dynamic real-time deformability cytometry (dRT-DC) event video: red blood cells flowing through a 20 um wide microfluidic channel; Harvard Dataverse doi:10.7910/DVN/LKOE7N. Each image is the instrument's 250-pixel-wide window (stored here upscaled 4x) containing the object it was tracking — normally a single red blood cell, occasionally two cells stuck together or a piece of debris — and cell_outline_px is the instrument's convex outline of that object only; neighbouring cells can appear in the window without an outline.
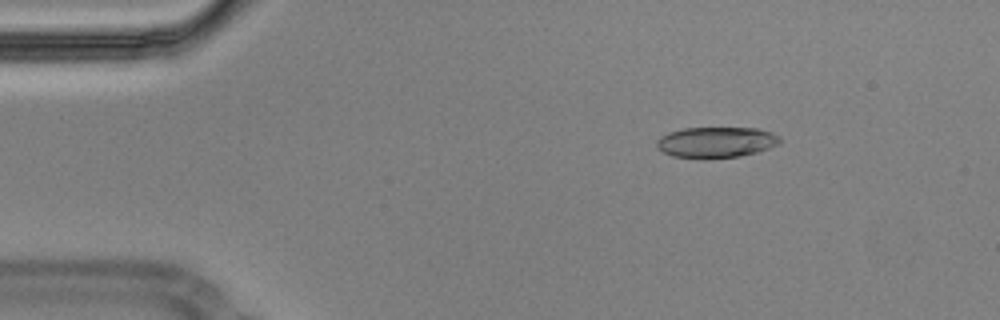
{"species": "Egyptian fruit bat (a non-hibernating species)", "species_latin": "Rousettus aegyptiacus", "temperature_condition": "cold", "stored_images_in_passage": 55, "camera_frame_rate_fps": 3000, "um_per_image_px": 0.085, "animal": {"sex": "male"}, "frame": {"image": 1, "passage_image": 8, "time_ms": 2.333, "image_size_px": [1000, 320], "cell_outline_px": [[780, 140], [776, 144], [768, 148], [756, 152], [740, 156], [708, 160], [704, 160], [672, 156], [664, 152], [656, 144], [656, 140], [660, 136], [668, 132], [684, 128], [756, 128], [772, 132], [780, 136]], "centroid_in_image_um": [60.84, 12.11], "position_along_channel_um": 24.2, "area_um2": 22.37}}
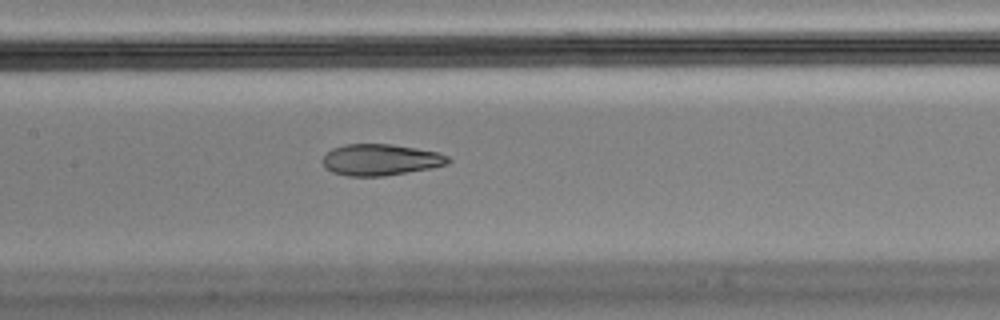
{"frame": {"image": 2, "passage_image": 26, "time_ms": 8.333, "image_size_px": [1000, 320], "cell_outline_px": [[452, 160], [448, 164], [432, 168], [384, 176], [348, 176], [332, 172], [324, 168], [320, 160], [332, 148], [344, 144], [392, 144], [416, 148], [436, 152], [448, 156]], "centroid_in_image_um": [32.32, 13.58], "position_along_channel_um": 175.1, "area_um2": 23.12}}
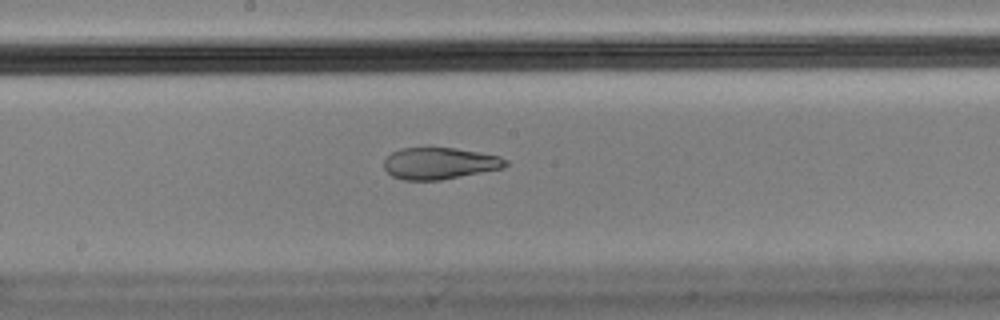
{"frame": {"image": 3, "passage_image": 29, "time_ms": 9.333, "image_size_px": [1000, 320], "cell_outline_px": [[508, 164], [504, 168], [440, 180], [404, 180], [392, 176], [384, 168], [384, 160], [392, 152], [400, 148], [456, 148], [500, 156], [508, 160]], "centroid_in_image_um": [37.38, 13.89], "position_along_channel_um": 210.8, "area_um2": 22.43}, "authors_computed_cell_mechanics": {"area_um2": 23.8136, "velocity_mm_per_s": 3.5915, "shape_relaxation_time_tau1_ms": null, "shape_relaxation_time_tau2_ms": 1.8872, "deformation_change_tau1": null, "deformation_change_tau2": 0.0834}}